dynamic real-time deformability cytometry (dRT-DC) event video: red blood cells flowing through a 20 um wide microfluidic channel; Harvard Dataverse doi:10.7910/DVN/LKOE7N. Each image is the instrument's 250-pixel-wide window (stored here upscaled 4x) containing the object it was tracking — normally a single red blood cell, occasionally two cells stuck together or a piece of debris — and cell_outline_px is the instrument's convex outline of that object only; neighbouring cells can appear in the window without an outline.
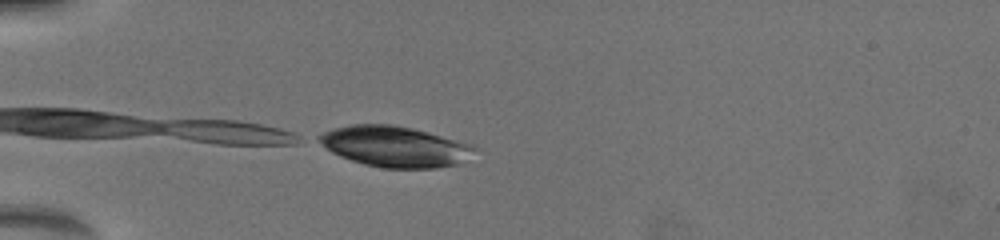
{"species": "common noctule bat (a hibernating species)", "species_latin": "Nyctalus noctula", "temperature_condition": "warm", "stored_images_in_passage": 42, "camera_frame_rate_fps": 3000, "um_per_image_px": 0.085, "animal": {"sex": "female", "body_mass_g": 19.5, "forearm_length_mm": 54.1}, "frame": {"image": 1, "passage_image": 1, "time_ms": 0.0, "image_size_px": [1000, 240], "cell_outline_px": [[480, 148], [456, 164], [436, 168], [380, 168], [364, 164], [340, 156], [332, 152], [316, 140], [316, 136], [332, 128], [352, 124], [392, 124], [412, 128], [428, 132], [472, 144]], "centroid_in_image_um": [33.53, 12.44], "position_along_channel_um": 51.5, "area_um2": 36.88}}